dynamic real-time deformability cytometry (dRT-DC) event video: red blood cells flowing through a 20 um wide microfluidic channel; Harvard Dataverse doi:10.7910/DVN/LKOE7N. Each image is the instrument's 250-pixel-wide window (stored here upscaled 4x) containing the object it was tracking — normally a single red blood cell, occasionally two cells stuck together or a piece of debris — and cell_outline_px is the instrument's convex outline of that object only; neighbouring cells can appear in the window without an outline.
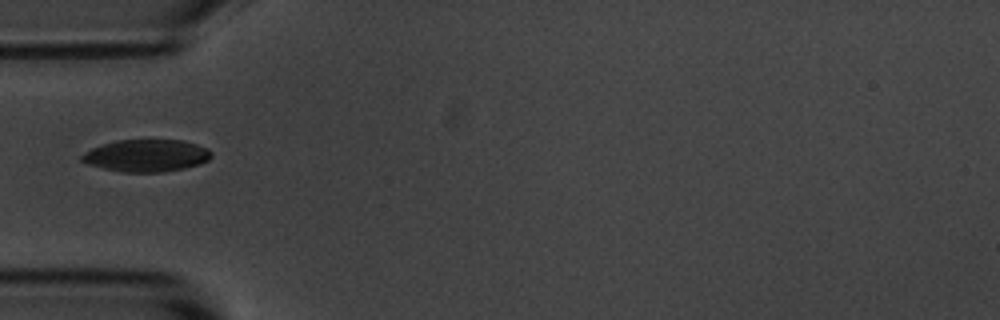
{"species": "common noctule bat (a hibernating species)", "species_latin": "Nyctalus noctula", "temperature_condition": "room temperature", "stored_images_in_passage": 8, "camera_frame_rate_fps": 3000, "um_per_image_px": 0.085, "animal": {"sex": "male", "body_mass_g": 20.1, "forearm_length_mm": 53.5}, "frame": {"image": 1, "passage_image": 5, "time_ms": 5.667, "image_size_px": [1000, 320], "cell_outline_px": [[212, 156], [208, 160], [200, 164], [184, 168], [164, 172], [124, 172], [104, 168], [88, 164], [80, 160], [80, 156], [92, 148], [116, 140], [184, 140], [208, 148], [212, 152]], "centroid_in_image_um": [12.48, 13.22], "position_along_channel_um": 72.5, "area_um2": 24.28}}
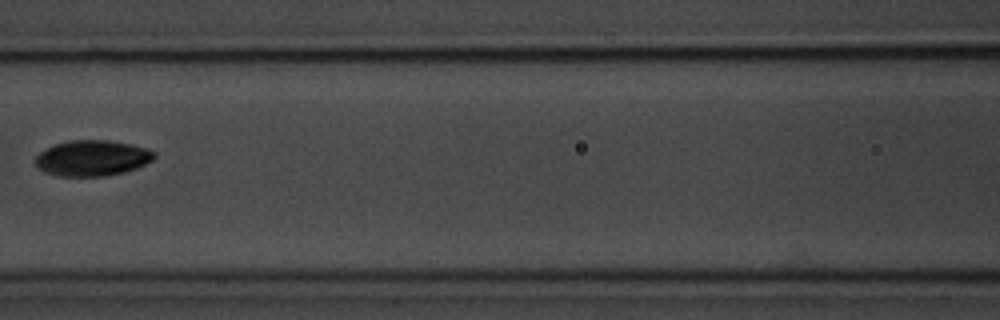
{"frame": {"image": 2, "passage_image": 7, "time_ms": 8.0, "image_size_px": [1000, 320], "cell_outline_px": [[156, 156], [152, 160], [136, 168], [124, 172], [104, 176], [56, 176], [44, 172], [36, 168], [36, 156], [40, 152], [56, 144], [68, 140], [108, 140], [132, 144], [156, 152]], "centroid_in_image_um": [7.82, 13.44], "position_along_channel_um": 158.8, "area_um2": 24.74}}
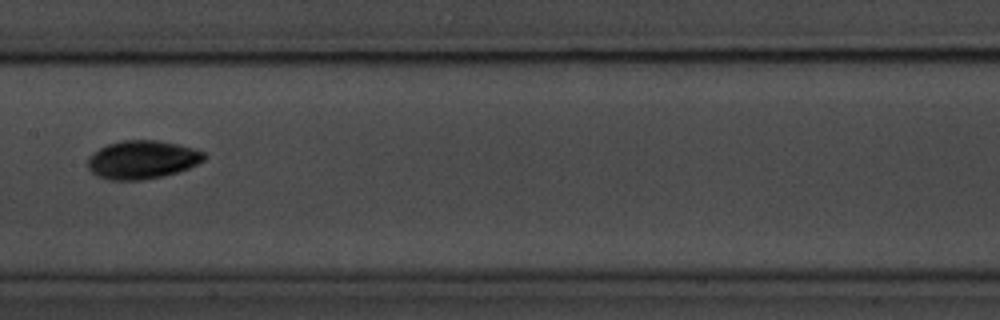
{"frame": {"image": 3, "passage_image": 8, "time_ms": 9.0, "image_size_px": [1000, 320], "cell_outline_px": [[204, 160], [180, 172], [164, 176], [140, 180], [108, 180], [96, 176], [88, 168], [88, 156], [92, 152], [108, 144], [120, 140], [156, 140], [176, 144], [192, 148], [204, 152]], "centroid_in_image_um": [12.05, 13.58], "position_along_channel_um": 195.4, "area_um2": 26.07}}